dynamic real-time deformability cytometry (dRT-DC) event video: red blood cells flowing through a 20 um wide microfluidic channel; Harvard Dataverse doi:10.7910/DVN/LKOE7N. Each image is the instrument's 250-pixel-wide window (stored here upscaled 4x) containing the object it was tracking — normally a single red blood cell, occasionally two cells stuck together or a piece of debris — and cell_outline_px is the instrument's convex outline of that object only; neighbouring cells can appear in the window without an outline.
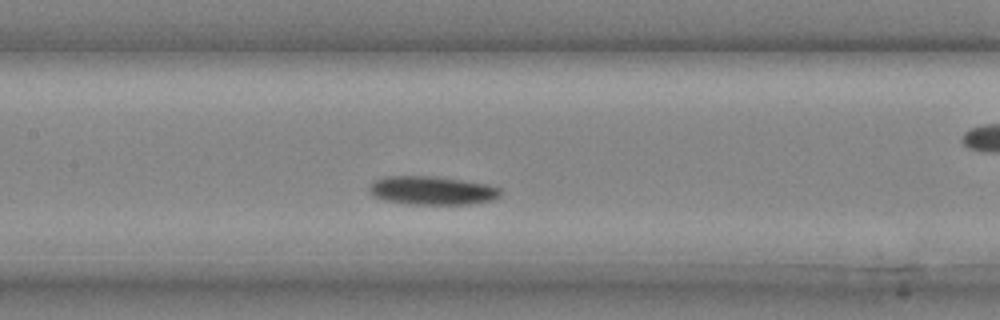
{"species": "common noctule bat (a hibernating species)", "species_latin": "Nyctalus noctula", "temperature_condition": "cold", "stored_images_in_passage": 10, "camera_frame_rate_fps": 3000, "um_per_image_px": 0.085, "animal": {"sex": "male", "body_mass_g": 20.4}, "frame": {"image": 1, "passage_image": 7, "time_ms": 2.0, "image_size_px": [1000, 320], "cell_outline_px": [[500, 196], [492, 200], [468, 204], [404, 204], [384, 200], [372, 196], [368, 188], [376, 180], [384, 176], [436, 176], [488, 184], [500, 188]], "centroid_in_image_um": [36.71, 16.19], "position_along_channel_um": 170.7, "area_um2": 21.91}}
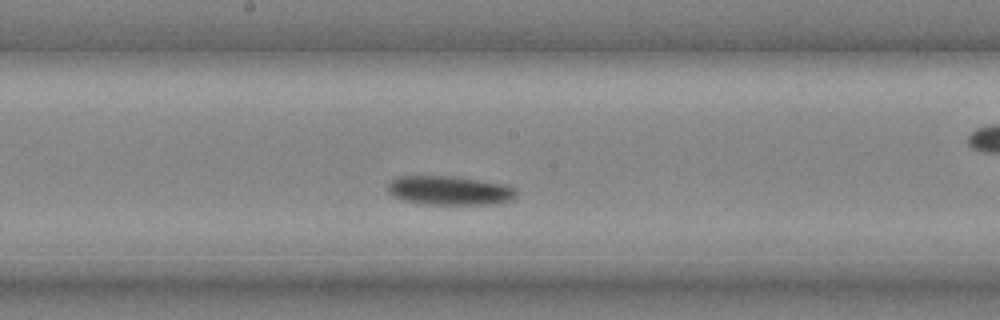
{"frame": {"image": 2, "passage_image": 9, "time_ms": 2.667, "image_size_px": [1000, 320], "cell_outline_px": [[516, 196], [512, 200], [496, 204], [424, 204], [404, 200], [392, 196], [388, 192], [388, 184], [392, 180], [400, 176], [452, 176], [504, 184], [516, 188]], "centroid_in_image_um": [38.22, 16.19], "position_along_channel_um": 210.0, "area_um2": 21.73}}